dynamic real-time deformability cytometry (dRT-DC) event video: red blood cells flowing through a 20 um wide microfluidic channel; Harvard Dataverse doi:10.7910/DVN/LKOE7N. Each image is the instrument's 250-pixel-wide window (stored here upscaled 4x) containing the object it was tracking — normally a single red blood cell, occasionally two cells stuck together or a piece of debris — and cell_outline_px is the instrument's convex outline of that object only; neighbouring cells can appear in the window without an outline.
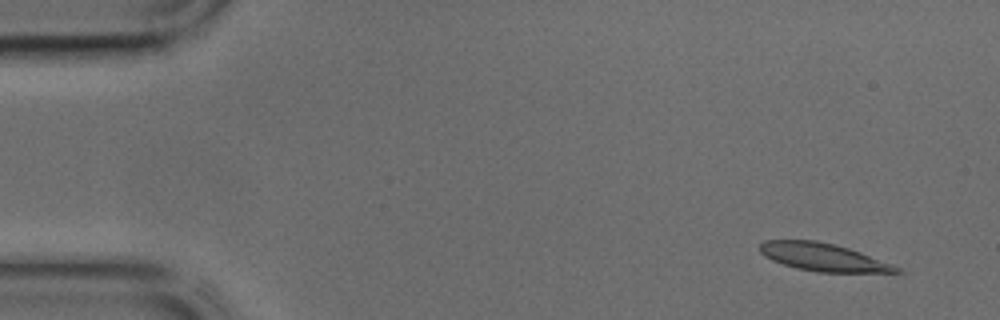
{"species": "common noctule bat (a hibernating species)", "species_latin": "Nyctalus noctula", "temperature_condition": "cold", "stored_images_in_passage": 8, "camera_frame_rate_fps": 3000, "um_per_image_px": 0.085, "animal": {"sex": "male", "body_mass_g": 17.9, "forearm_length_mm": 54.2}, "frame": {"image": 1, "passage_image": 1, "time_ms": 0.0, "image_size_px": [1000, 320], "cell_outline_px": [[904, 272], [816, 272], [796, 268], [772, 260], [764, 256], [760, 252], [760, 244], [764, 240], [816, 240], [836, 244], [860, 252], [892, 264], [900, 268]], "centroid_in_image_um": [69.94, 21.85], "position_along_channel_um": 15.1, "area_um2": 22.02}}